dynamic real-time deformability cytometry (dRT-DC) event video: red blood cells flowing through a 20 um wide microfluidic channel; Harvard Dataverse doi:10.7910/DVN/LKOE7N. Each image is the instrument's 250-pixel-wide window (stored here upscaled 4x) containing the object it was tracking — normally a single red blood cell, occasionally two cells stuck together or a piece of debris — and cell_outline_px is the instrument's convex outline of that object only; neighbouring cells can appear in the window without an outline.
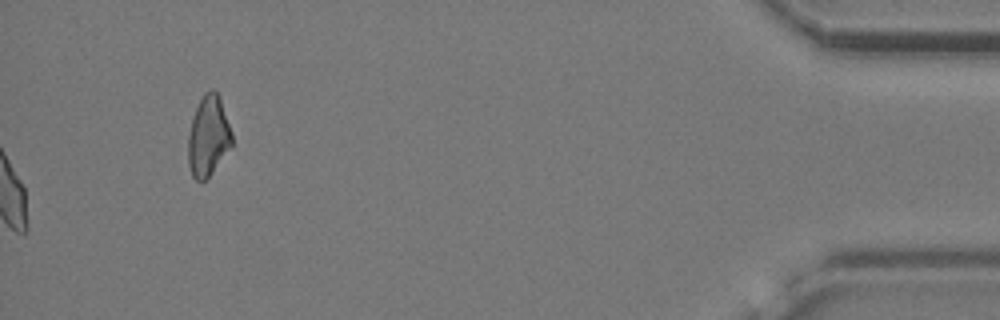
{"species": "common noctule bat (a hibernating species)", "species_latin": "Nyctalus noctula", "temperature_condition": "cold", "stored_images_in_passage": 57, "camera_frame_rate_fps": 3000, "um_per_image_px": 0.085, "animal": {"sex": "female", "body_mass_g": 24.6, "forearm_length_mm": 56.2}, "frame": {"image": 1, "passage_image": 57, "time_ms": 18.667, "image_size_px": [1000, 320], "cell_outline_px": [[232, 144], [212, 172], [204, 180], [196, 180], [192, 176], [188, 164], [188, 136], [192, 120], [196, 108], [204, 92], [212, 88], [216, 92], [220, 100], [232, 132]], "centroid_in_image_um": [17.69, 11.57], "position_along_channel_um": 417.5, "area_um2": 20.06}, "authors_computed_cell_mechanics": {"area_um2": 18.6116, "velocity_mm_per_s": 3.7093, "shape_relaxation_time_tau1_ms": null, "shape_relaxation_time_tau2_ms": 2.3754, "deformation_change_tau1": null, "deformation_change_tau2": 0.0763}}